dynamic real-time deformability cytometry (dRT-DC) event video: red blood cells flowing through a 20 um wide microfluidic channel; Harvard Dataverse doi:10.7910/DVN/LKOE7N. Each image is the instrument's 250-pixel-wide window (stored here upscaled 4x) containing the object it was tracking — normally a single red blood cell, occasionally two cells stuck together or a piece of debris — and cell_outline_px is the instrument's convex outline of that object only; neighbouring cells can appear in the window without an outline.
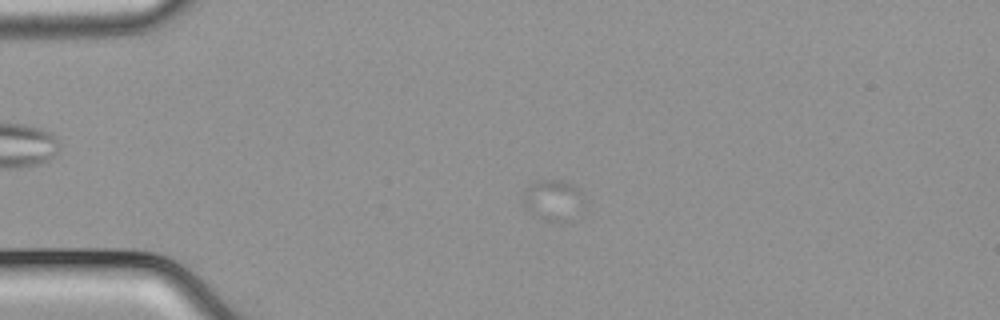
{"species": "common noctule bat (a hibernating species)", "species_latin": "Nyctalus noctula", "temperature_condition": "cold", "stored_images_in_passage": 55, "camera_frame_rate_fps": 3000, "um_per_image_px": 0.085, "animal": {"sex": "male", "body_mass_g": 21.5, "forearm_length_mm": 52.0}, "frame": {"image": 1, "passage_image": 13, "time_ms": 4.0, "image_size_px": [1000, 320], "cell_outline_px": [[588, 208], [568, 220], [544, 220], [528, 212], [524, 208], [524, 188], [532, 180], [564, 180], [580, 188]], "centroid_in_image_um": [47.07, 16.98], "position_along_channel_um": 37.9, "area_um2": 15.14}}
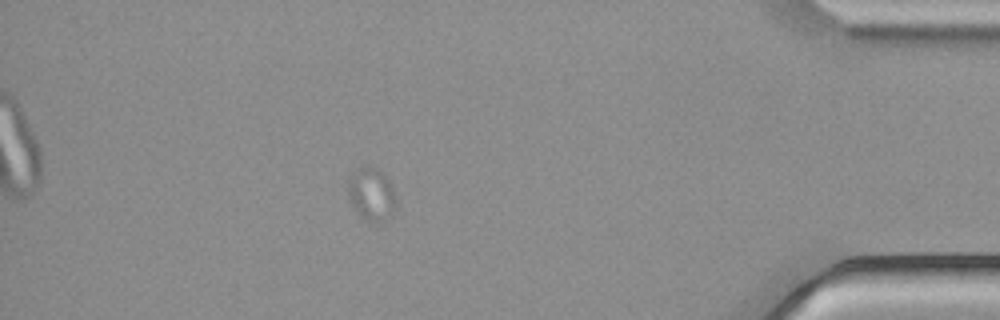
{"frame": {"image": 2, "passage_image": 49, "time_ms": 16.0, "image_size_px": [1000, 320], "cell_outline_px": [[396, 208], [392, 216], [380, 224], [372, 224], [364, 220], [360, 216], [352, 204], [348, 196], [348, 184], [356, 168], [368, 164], [376, 168], [388, 180], [392, 188], [396, 200]], "centroid_in_image_um": [31.59, 16.57], "position_along_channel_um": 403.6, "area_um2": 15.03}}